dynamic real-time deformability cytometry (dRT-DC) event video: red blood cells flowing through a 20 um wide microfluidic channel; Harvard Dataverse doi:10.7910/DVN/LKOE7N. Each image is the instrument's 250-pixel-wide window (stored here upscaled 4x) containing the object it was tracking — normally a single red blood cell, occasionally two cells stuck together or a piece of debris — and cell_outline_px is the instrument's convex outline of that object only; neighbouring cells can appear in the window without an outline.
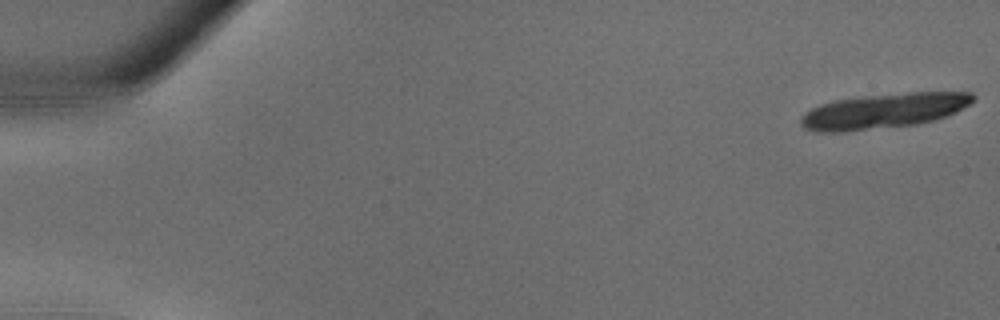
{"species": "common noctule bat (a hibernating species)", "species_latin": "Nyctalus noctula", "temperature_condition": "warm", "stored_images_in_passage": 14, "camera_frame_rate_fps": 3000, "um_per_image_px": 0.085, "animal": {"sex": "male", "body_mass_g": 18.8}, "frame": {"image": 1, "passage_image": 1, "time_ms": 0.0, "image_size_px": [1000, 320], "cell_outline_px": [[976, 100], [956, 112], [920, 124], [844, 132], [816, 132], [804, 128], [800, 124], [800, 120], [804, 112], [820, 104], [836, 100], [864, 96], [912, 92], [972, 92], [976, 96]], "centroid_in_image_um": [75.11, 9.43], "position_along_channel_um": 9.9, "area_um2": 35.26}}